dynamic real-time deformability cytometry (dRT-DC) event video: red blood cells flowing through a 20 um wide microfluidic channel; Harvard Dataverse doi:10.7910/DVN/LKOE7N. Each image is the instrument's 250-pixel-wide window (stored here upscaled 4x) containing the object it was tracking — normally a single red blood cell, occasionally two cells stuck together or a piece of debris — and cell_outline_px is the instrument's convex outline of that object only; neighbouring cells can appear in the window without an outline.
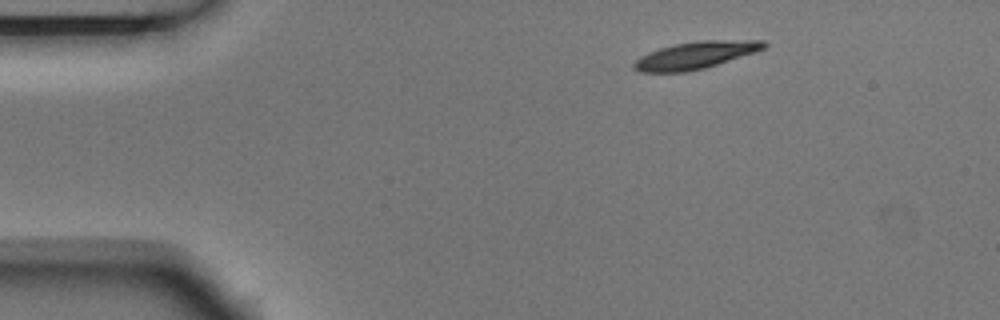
{"species": "Egyptian fruit bat (a non-hibernating species)", "species_latin": "Rousettus aegyptiacus", "temperature_condition": "room temperature", "stored_images_in_passage": 3, "camera_frame_rate_fps": 3000, "um_per_image_px": 0.085, "animal": {"sex": "male"}, "frame": {"image": 1, "passage_image": 1, "time_ms": 0.0, "image_size_px": [1000, 320], "cell_outline_px": [[768, 44], [764, 48], [756, 52], [704, 68], [684, 72], [640, 72], [632, 68], [632, 64], [640, 56], [648, 52], [660, 48], [676, 44], [700, 40], [764, 40]], "centroid_in_image_um": [59.11, 4.69], "position_along_channel_um": 25.9, "area_um2": 20.58}}